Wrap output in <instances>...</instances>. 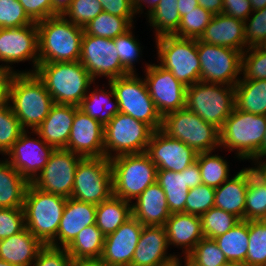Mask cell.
<instances>
[{
    "mask_svg": "<svg viewBox=\"0 0 266 266\" xmlns=\"http://www.w3.org/2000/svg\"><path fill=\"white\" fill-rule=\"evenodd\" d=\"M8 103L27 131L29 127L35 131L55 104L36 73H13L9 82Z\"/></svg>",
    "mask_w": 266,
    "mask_h": 266,
    "instance_id": "obj_1",
    "label": "cell"
},
{
    "mask_svg": "<svg viewBox=\"0 0 266 266\" xmlns=\"http://www.w3.org/2000/svg\"><path fill=\"white\" fill-rule=\"evenodd\" d=\"M29 182L6 160H0V208H22Z\"/></svg>",
    "mask_w": 266,
    "mask_h": 266,
    "instance_id": "obj_30",
    "label": "cell"
},
{
    "mask_svg": "<svg viewBox=\"0 0 266 266\" xmlns=\"http://www.w3.org/2000/svg\"><path fill=\"white\" fill-rule=\"evenodd\" d=\"M156 182L166 195L170 213L185 212V201L189 192L186 172L157 170Z\"/></svg>",
    "mask_w": 266,
    "mask_h": 266,
    "instance_id": "obj_35",
    "label": "cell"
},
{
    "mask_svg": "<svg viewBox=\"0 0 266 266\" xmlns=\"http://www.w3.org/2000/svg\"><path fill=\"white\" fill-rule=\"evenodd\" d=\"M43 246L25 227L21 232L0 240V259L17 266H32Z\"/></svg>",
    "mask_w": 266,
    "mask_h": 266,
    "instance_id": "obj_29",
    "label": "cell"
},
{
    "mask_svg": "<svg viewBox=\"0 0 266 266\" xmlns=\"http://www.w3.org/2000/svg\"><path fill=\"white\" fill-rule=\"evenodd\" d=\"M82 157L66 149H55L31 184L47 193L70 198L75 171Z\"/></svg>",
    "mask_w": 266,
    "mask_h": 266,
    "instance_id": "obj_16",
    "label": "cell"
},
{
    "mask_svg": "<svg viewBox=\"0 0 266 266\" xmlns=\"http://www.w3.org/2000/svg\"><path fill=\"white\" fill-rule=\"evenodd\" d=\"M244 23L243 20L223 13L214 15L199 40L211 45L233 48L243 53L248 48L245 45Z\"/></svg>",
    "mask_w": 266,
    "mask_h": 266,
    "instance_id": "obj_25",
    "label": "cell"
},
{
    "mask_svg": "<svg viewBox=\"0 0 266 266\" xmlns=\"http://www.w3.org/2000/svg\"><path fill=\"white\" fill-rule=\"evenodd\" d=\"M25 130L19 139L6 153V160L29 183L43 170L55 148L44 142L38 135V139L31 138L29 131Z\"/></svg>",
    "mask_w": 266,
    "mask_h": 266,
    "instance_id": "obj_18",
    "label": "cell"
},
{
    "mask_svg": "<svg viewBox=\"0 0 266 266\" xmlns=\"http://www.w3.org/2000/svg\"><path fill=\"white\" fill-rule=\"evenodd\" d=\"M249 168H243L233 178H228L215 188L214 207L232 213L244 220Z\"/></svg>",
    "mask_w": 266,
    "mask_h": 266,
    "instance_id": "obj_28",
    "label": "cell"
},
{
    "mask_svg": "<svg viewBox=\"0 0 266 266\" xmlns=\"http://www.w3.org/2000/svg\"><path fill=\"white\" fill-rule=\"evenodd\" d=\"M132 202L112 195L96 205V226L106 236L132 217Z\"/></svg>",
    "mask_w": 266,
    "mask_h": 266,
    "instance_id": "obj_33",
    "label": "cell"
},
{
    "mask_svg": "<svg viewBox=\"0 0 266 266\" xmlns=\"http://www.w3.org/2000/svg\"><path fill=\"white\" fill-rule=\"evenodd\" d=\"M78 108L75 105L54 104L41 125L31 133L39 135L44 142L55 149H66Z\"/></svg>",
    "mask_w": 266,
    "mask_h": 266,
    "instance_id": "obj_24",
    "label": "cell"
},
{
    "mask_svg": "<svg viewBox=\"0 0 266 266\" xmlns=\"http://www.w3.org/2000/svg\"><path fill=\"white\" fill-rule=\"evenodd\" d=\"M148 23L155 29V38L173 35L181 22L178 0H160L155 9L147 16Z\"/></svg>",
    "mask_w": 266,
    "mask_h": 266,
    "instance_id": "obj_37",
    "label": "cell"
},
{
    "mask_svg": "<svg viewBox=\"0 0 266 266\" xmlns=\"http://www.w3.org/2000/svg\"><path fill=\"white\" fill-rule=\"evenodd\" d=\"M246 266H266V220H248Z\"/></svg>",
    "mask_w": 266,
    "mask_h": 266,
    "instance_id": "obj_40",
    "label": "cell"
},
{
    "mask_svg": "<svg viewBox=\"0 0 266 266\" xmlns=\"http://www.w3.org/2000/svg\"><path fill=\"white\" fill-rule=\"evenodd\" d=\"M170 215L166 195L157 182L148 186L132 203V216L143 226H164Z\"/></svg>",
    "mask_w": 266,
    "mask_h": 266,
    "instance_id": "obj_27",
    "label": "cell"
},
{
    "mask_svg": "<svg viewBox=\"0 0 266 266\" xmlns=\"http://www.w3.org/2000/svg\"><path fill=\"white\" fill-rule=\"evenodd\" d=\"M35 73L55 104L79 106L94 82L80 61L39 63Z\"/></svg>",
    "mask_w": 266,
    "mask_h": 266,
    "instance_id": "obj_3",
    "label": "cell"
},
{
    "mask_svg": "<svg viewBox=\"0 0 266 266\" xmlns=\"http://www.w3.org/2000/svg\"><path fill=\"white\" fill-rule=\"evenodd\" d=\"M215 188L205 184L190 188L185 201V213L201 216L214 207Z\"/></svg>",
    "mask_w": 266,
    "mask_h": 266,
    "instance_id": "obj_48",
    "label": "cell"
},
{
    "mask_svg": "<svg viewBox=\"0 0 266 266\" xmlns=\"http://www.w3.org/2000/svg\"><path fill=\"white\" fill-rule=\"evenodd\" d=\"M167 266H180V259H178L176 262H173Z\"/></svg>",
    "mask_w": 266,
    "mask_h": 266,
    "instance_id": "obj_70",
    "label": "cell"
},
{
    "mask_svg": "<svg viewBox=\"0 0 266 266\" xmlns=\"http://www.w3.org/2000/svg\"><path fill=\"white\" fill-rule=\"evenodd\" d=\"M119 104V112L148 124L154 131L161 129L162 116L151 98L144 79L136 73L108 81Z\"/></svg>",
    "mask_w": 266,
    "mask_h": 266,
    "instance_id": "obj_11",
    "label": "cell"
},
{
    "mask_svg": "<svg viewBox=\"0 0 266 266\" xmlns=\"http://www.w3.org/2000/svg\"><path fill=\"white\" fill-rule=\"evenodd\" d=\"M182 172H186L187 186L189 189L202 184V177L197 162H194L192 165L185 168Z\"/></svg>",
    "mask_w": 266,
    "mask_h": 266,
    "instance_id": "obj_57",
    "label": "cell"
},
{
    "mask_svg": "<svg viewBox=\"0 0 266 266\" xmlns=\"http://www.w3.org/2000/svg\"><path fill=\"white\" fill-rule=\"evenodd\" d=\"M104 239L105 235L96 224L86 226L66 247V251L75 263L100 260L104 248Z\"/></svg>",
    "mask_w": 266,
    "mask_h": 266,
    "instance_id": "obj_31",
    "label": "cell"
},
{
    "mask_svg": "<svg viewBox=\"0 0 266 266\" xmlns=\"http://www.w3.org/2000/svg\"><path fill=\"white\" fill-rule=\"evenodd\" d=\"M244 220H266V186L249 168Z\"/></svg>",
    "mask_w": 266,
    "mask_h": 266,
    "instance_id": "obj_41",
    "label": "cell"
},
{
    "mask_svg": "<svg viewBox=\"0 0 266 266\" xmlns=\"http://www.w3.org/2000/svg\"><path fill=\"white\" fill-rule=\"evenodd\" d=\"M200 81L235 86L241 78L242 52L197 39ZM240 75V76H239Z\"/></svg>",
    "mask_w": 266,
    "mask_h": 266,
    "instance_id": "obj_13",
    "label": "cell"
},
{
    "mask_svg": "<svg viewBox=\"0 0 266 266\" xmlns=\"http://www.w3.org/2000/svg\"><path fill=\"white\" fill-rule=\"evenodd\" d=\"M108 85L110 90L107 91L103 88L98 89V86L93 91H89L78 106L80 110L96 119L103 126L119 112V104L114 90L110 83Z\"/></svg>",
    "mask_w": 266,
    "mask_h": 266,
    "instance_id": "obj_32",
    "label": "cell"
},
{
    "mask_svg": "<svg viewBox=\"0 0 266 266\" xmlns=\"http://www.w3.org/2000/svg\"><path fill=\"white\" fill-rule=\"evenodd\" d=\"M266 157V131L262 140V158Z\"/></svg>",
    "mask_w": 266,
    "mask_h": 266,
    "instance_id": "obj_66",
    "label": "cell"
},
{
    "mask_svg": "<svg viewBox=\"0 0 266 266\" xmlns=\"http://www.w3.org/2000/svg\"><path fill=\"white\" fill-rule=\"evenodd\" d=\"M133 24V18L118 17L102 11L83 28L87 35L114 39L133 28Z\"/></svg>",
    "mask_w": 266,
    "mask_h": 266,
    "instance_id": "obj_38",
    "label": "cell"
},
{
    "mask_svg": "<svg viewBox=\"0 0 266 266\" xmlns=\"http://www.w3.org/2000/svg\"><path fill=\"white\" fill-rule=\"evenodd\" d=\"M235 107L255 115H266V80H240L235 85Z\"/></svg>",
    "mask_w": 266,
    "mask_h": 266,
    "instance_id": "obj_34",
    "label": "cell"
},
{
    "mask_svg": "<svg viewBox=\"0 0 266 266\" xmlns=\"http://www.w3.org/2000/svg\"><path fill=\"white\" fill-rule=\"evenodd\" d=\"M221 266H246L245 264L242 263H235V262H227Z\"/></svg>",
    "mask_w": 266,
    "mask_h": 266,
    "instance_id": "obj_67",
    "label": "cell"
},
{
    "mask_svg": "<svg viewBox=\"0 0 266 266\" xmlns=\"http://www.w3.org/2000/svg\"><path fill=\"white\" fill-rule=\"evenodd\" d=\"M143 225L130 217L114 232L105 236L100 261L111 266H130Z\"/></svg>",
    "mask_w": 266,
    "mask_h": 266,
    "instance_id": "obj_20",
    "label": "cell"
},
{
    "mask_svg": "<svg viewBox=\"0 0 266 266\" xmlns=\"http://www.w3.org/2000/svg\"><path fill=\"white\" fill-rule=\"evenodd\" d=\"M211 152L198 153L196 162L199 165L202 184L218 188L229 178V165L226 159Z\"/></svg>",
    "mask_w": 266,
    "mask_h": 266,
    "instance_id": "obj_39",
    "label": "cell"
},
{
    "mask_svg": "<svg viewBox=\"0 0 266 266\" xmlns=\"http://www.w3.org/2000/svg\"><path fill=\"white\" fill-rule=\"evenodd\" d=\"M253 11L249 0H223V14L245 21Z\"/></svg>",
    "mask_w": 266,
    "mask_h": 266,
    "instance_id": "obj_56",
    "label": "cell"
},
{
    "mask_svg": "<svg viewBox=\"0 0 266 266\" xmlns=\"http://www.w3.org/2000/svg\"><path fill=\"white\" fill-rule=\"evenodd\" d=\"M168 246L182 248L186 257L204 238L201 218L195 214L185 212L173 213L165 222ZM184 249V250H183Z\"/></svg>",
    "mask_w": 266,
    "mask_h": 266,
    "instance_id": "obj_26",
    "label": "cell"
},
{
    "mask_svg": "<svg viewBox=\"0 0 266 266\" xmlns=\"http://www.w3.org/2000/svg\"><path fill=\"white\" fill-rule=\"evenodd\" d=\"M160 2V0H133V4H134V7L136 9V12L137 13H140L142 14L143 12V4H148L147 7L149 8L148 11H147V15L153 10L156 8V6L158 5V3ZM141 11V12H140Z\"/></svg>",
    "mask_w": 266,
    "mask_h": 266,
    "instance_id": "obj_62",
    "label": "cell"
},
{
    "mask_svg": "<svg viewBox=\"0 0 266 266\" xmlns=\"http://www.w3.org/2000/svg\"><path fill=\"white\" fill-rule=\"evenodd\" d=\"M34 23L18 0H0V28H18Z\"/></svg>",
    "mask_w": 266,
    "mask_h": 266,
    "instance_id": "obj_50",
    "label": "cell"
},
{
    "mask_svg": "<svg viewBox=\"0 0 266 266\" xmlns=\"http://www.w3.org/2000/svg\"><path fill=\"white\" fill-rule=\"evenodd\" d=\"M253 11L264 9L266 7V0H249Z\"/></svg>",
    "mask_w": 266,
    "mask_h": 266,
    "instance_id": "obj_65",
    "label": "cell"
},
{
    "mask_svg": "<svg viewBox=\"0 0 266 266\" xmlns=\"http://www.w3.org/2000/svg\"><path fill=\"white\" fill-rule=\"evenodd\" d=\"M24 8L27 15L38 22L49 17L57 16L54 11L52 0H18Z\"/></svg>",
    "mask_w": 266,
    "mask_h": 266,
    "instance_id": "obj_54",
    "label": "cell"
},
{
    "mask_svg": "<svg viewBox=\"0 0 266 266\" xmlns=\"http://www.w3.org/2000/svg\"><path fill=\"white\" fill-rule=\"evenodd\" d=\"M32 61L33 70H14L13 63ZM0 69L12 73H35L39 64L38 27L34 24L18 28H0ZM10 64V65H8Z\"/></svg>",
    "mask_w": 266,
    "mask_h": 266,
    "instance_id": "obj_14",
    "label": "cell"
},
{
    "mask_svg": "<svg viewBox=\"0 0 266 266\" xmlns=\"http://www.w3.org/2000/svg\"><path fill=\"white\" fill-rule=\"evenodd\" d=\"M13 73L8 70L0 69V106L8 102L9 82Z\"/></svg>",
    "mask_w": 266,
    "mask_h": 266,
    "instance_id": "obj_58",
    "label": "cell"
},
{
    "mask_svg": "<svg viewBox=\"0 0 266 266\" xmlns=\"http://www.w3.org/2000/svg\"><path fill=\"white\" fill-rule=\"evenodd\" d=\"M117 52L113 39L84 33L79 61L94 81L101 76L110 81L130 74L122 66Z\"/></svg>",
    "mask_w": 266,
    "mask_h": 266,
    "instance_id": "obj_15",
    "label": "cell"
},
{
    "mask_svg": "<svg viewBox=\"0 0 266 266\" xmlns=\"http://www.w3.org/2000/svg\"><path fill=\"white\" fill-rule=\"evenodd\" d=\"M66 150L82 158L104 157V126L78 108Z\"/></svg>",
    "mask_w": 266,
    "mask_h": 266,
    "instance_id": "obj_21",
    "label": "cell"
},
{
    "mask_svg": "<svg viewBox=\"0 0 266 266\" xmlns=\"http://www.w3.org/2000/svg\"><path fill=\"white\" fill-rule=\"evenodd\" d=\"M155 40L160 66L186 87L200 81L197 39L163 35Z\"/></svg>",
    "mask_w": 266,
    "mask_h": 266,
    "instance_id": "obj_8",
    "label": "cell"
},
{
    "mask_svg": "<svg viewBox=\"0 0 266 266\" xmlns=\"http://www.w3.org/2000/svg\"><path fill=\"white\" fill-rule=\"evenodd\" d=\"M161 130L169 137L182 141L197 154L214 152L220 147V131L186 107L162 118Z\"/></svg>",
    "mask_w": 266,
    "mask_h": 266,
    "instance_id": "obj_9",
    "label": "cell"
},
{
    "mask_svg": "<svg viewBox=\"0 0 266 266\" xmlns=\"http://www.w3.org/2000/svg\"><path fill=\"white\" fill-rule=\"evenodd\" d=\"M185 265L184 266H192L186 259H184ZM180 266H182V262H180Z\"/></svg>",
    "mask_w": 266,
    "mask_h": 266,
    "instance_id": "obj_71",
    "label": "cell"
},
{
    "mask_svg": "<svg viewBox=\"0 0 266 266\" xmlns=\"http://www.w3.org/2000/svg\"><path fill=\"white\" fill-rule=\"evenodd\" d=\"M256 165L255 167H251L253 173L257 176V178L266 186V161L257 160L253 161Z\"/></svg>",
    "mask_w": 266,
    "mask_h": 266,
    "instance_id": "obj_60",
    "label": "cell"
},
{
    "mask_svg": "<svg viewBox=\"0 0 266 266\" xmlns=\"http://www.w3.org/2000/svg\"><path fill=\"white\" fill-rule=\"evenodd\" d=\"M24 131L10 103L0 106V154L6 155Z\"/></svg>",
    "mask_w": 266,
    "mask_h": 266,
    "instance_id": "obj_44",
    "label": "cell"
},
{
    "mask_svg": "<svg viewBox=\"0 0 266 266\" xmlns=\"http://www.w3.org/2000/svg\"><path fill=\"white\" fill-rule=\"evenodd\" d=\"M66 248L44 245L38 252L32 266H74Z\"/></svg>",
    "mask_w": 266,
    "mask_h": 266,
    "instance_id": "obj_53",
    "label": "cell"
},
{
    "mask_svg": "<svg viewBox=\"0 0 266 266\" xmlns=\"http://www.w3.org/2000/svg\"><path fill=\"white\" fill-rule=\"evenodd\" d=\"M168 248L164 226H143L130 266H167L176 262L180 257L168 254Z\"/></svg>",
    "mask_w": 266,
    "mask_h": 266,
    "instance_id": "obj_22",
    "label": "cell"
},
{
    "mask_svg": "<svg viewBox=\"0 0 266 266\" xmlns=\"http://www.w3.org/2000/svg\"><path fill=\"white\" fill-rule=\"evenodd\" d=\"M199 6L213 15L223 12V0H198Z\"/></svg>",
    "mask_w": 266,
    "mask_h": 266,
    "instance_id": "obj_59",
    "label": "cell"
},
{
    "mask_svg": "<svg viewBox=\"0 0 266 266\" xmlns=\"http://www.w3.org/2000/svg\"><path fill=\"white\" fill-rule=\"evenodd\" d=\"M186 108L220 130L235 108V86L196 82L186 89Z\"/></svg>",
    "mask_w": 266,
    "mask_h": 266,
    "instance_id": "obj_7",
    "label": "cell"
},
{
    "mask_svg": "<svg viewBox=\"0 0 266 266\" xmlns=\"http://www.w3.org/2000/svg\"><path fill=\"white\" fill-rule=\"evenodd\" d=\"M102 11L98 0H72L63 16L73 24L84 27Z\"/></svg>",
    "mask_w": 266,
    "mask_h": 266,
    "instance_id": "obj_49",
    "label": "cell"
},
{
    "mask_svg": "<svg viewBox=\"0 0 266 266\" xmlns=\"http://www.w3.org/2000/svg\"><path fill=\"white\" fill-rule=\"evenodd\" d=\"M24 228L23 208H0V240L13 236Z\"/></svg>",
    "mask_w": 266,
    "mask_h": 266,
    "instance_id": "obj_52",
    "label": "cell"
},
{
    "mask_svg": "<svg viewBox=\"0 0 266 266\" xmlns=\"http://www.w3.org/2000/svg\"><path fill=\"white\" fill-rule=\"evenodd\" d=\"M213 16L209 11L197 6L194 10L186 12V15L181 17L178 30L173 35L182 38L199 39Z\"/></svg>",
    "mask_w": 266,
    "mask_h": 266,
    "instance_id": "obj_45",
    "label": "cell"
},
{
    "mask_svg": "<svg viewBox=\"0 0 266 266\" xmlns=\"http://www.w3.org/2000/svg\"><path fill=\"white\" fill-rule=\"evenodd\" d=\"M258 47H259L264 53H266V39H265L260 45H258Z\"/></svg>",
    "mask_w": 266,
    "mask_h": 266,
    "instance_id": "obj_68",
    "label": "cell"
},
{
    "mask_svg": "<svg viewBox=\"0 0 266 266\" xmlns=\"http://www.w3.org/2000/svg\"><path fill=\"white\" fill-rule=\"evenodd\" d=\"M220 131V148L236 151L238 159L257 161L262 158V140L266 115H255L236 107Z\"/></svg>",
    "mask_w": 266,
    "mask_h": 266,
    "instance_id": "obj_4",
    "label": "cell"
},
{
    "mask_svg": "<svg viewBox=\"0 0 266 266\" xmlns=\"http://www.w3.org/2000/svg\"><path fill=\"white\" fill-rule=\"evenodd\" d=\"M110 163L115 197L132 202L156 182L157 167L146 152L120 155Z\"/></svg>",
    "mask_w": 266,
    "mask_h": 266,
    "instance_id": "obj_6",
    "label": "cell"
},
{
    "mask_svg": "<svg viewBox=\"0 0 266 266\" xmlns=\"http://www.w3.org/2000/svg\"><path fill=\"white\" fill-rule=\"evenodd\" d=\"M113 195L110 160L105 157L81 158L70 198L98 205Z\"/></svg>",
    "mask_w": 266,
    "mask_h": 266,
    "instance_id": "obj_12",
    "label": "cell"
},
{
    "mask_svg": "<svg viewBox=\"0 0 266 266\" xmlns=\"http://www.w3.org/2000/svg\"><path fill=\"white\" fill-rule=\"evenodd\" d=\"M192 266H221L228 262L214 239L203 238L184 257Z\"/></svg>",
    "mask_w": 266,
    "mask_h": 266,
    "instance_id": "obj_43",
    "label": "cell"
},
{
    "mask_svg": "<svg viewBox=\"0 0 266 266\" xmlns=\"http://www.w3.org/2000/svg\"><path fill=\"white\" fill-rule=\"evenodd\" d=\"M104 12L118 17L134 18L137 15L133 0H98Z\"/></svg>",
    "mask_w": 266,
    "mask_h": 266,
    "instance_id": "obj_55",
    "label": "cell"
},
{
    "mask_svg": "<svg viewBox=\"0 0 266 266\" xmlns=\"http://www.w3.org/2000/svg\"><path fill=\"white\" fill-rule=\"evenodd\" d=\"M67 198L47 193L31 183L25 192L23 211L25 227L43 244L49 245L57 235Z\"/></svg>",
    "mask_w": 266,
    "mask_h": 266,
    "instance_id": "obj_5",
    "label": "cell"
},
{
    "mask_svg": "<svg viewBox=\"0 0 266 266\" xmlns=\"http://www.w3.org/2000/svg\"><path fill=\"white\" fill-rule=\"evenodd\" d=\"M0 266H17V265H13L7 261L0 259Z\"/></svg>",
    "mask_w": 266,
    "mask_h": 266,
    "instance_id": "obj_69",
    "label": "cell"
},
{
    "mask_svg": "<svg viewBox=\"0 0 266 266\" xmlns=\"http://www.w3.org/2000/svg\"><path fill=\"white\" fill-rule=\"evenodd\" d=\"M38 27L39 63L75 62L80 60L84 28L63 15L36 22Z\"/></svg>",
    "mask_w": 266,
    "mask_h": 266,
    "instance_id": "obj_2",
    "label": "cell"
},
{
    "mask_svg": "<svg viewBox=\"0 0 266 266\" xmlns=\"http://www.w3.org/2000/svg\"><path fill=\"white\" fill-rule=\"evenodd\" d=\"M132 28L126 33L114 38V43L117 49L122 66L130 73H136L133 66L135 61L139 60L142 55L141 46L135 36L133 35Z\"/></svg>",
    "mask_w": 266,
    "mask_h": 266,
    "instance_id": "obj_47",
    "label": "cell"
},
{
    "mask_svg": "<svg viewBox=\"0 0 266 266\" xmlns=\"http://www.w3.org/2000/svg\"><path fill=\"white\" fill-rule=\"evenodd\" d=\"M145 66L144 80L162 118L171 112L185 108L187 87L159 64L146 63Z\"/></svg>",
    "mask_w": 266,
    "mask_h": 266,
    "instance_id": "obj_17",
    "label": "cell"
},
{
    "mask_svg": "<svg viewBox=\"0 0 266 266\" xmlns=\"http://www.w3.org/2000/svg\"><path fill=\"white\" fill-rule=\"evenodd\" d=\"M228 262L245 264L248 248V221L240 220L226 233L214 238Z\"/></svg>",
    "mask_w": 266,
    "mask_h": 266,
    "instance_id": "obj_36",
    "label": "cell"
},
{
    "mask_svg": "<svg viewBox=\"0 0 266 266\" xmlns=\"http://www.w3.org/2000/svg\"><path fill=\"white\" fill-rule=\"evenodd\" d=\"M71 2L72 0H52L53 9L58 15H63Z\"/></svg>",
    "mask_w": 266,
    "mask_h": 266,
    "instance_id": "obj_63",
    "label": "cell"
},
{
    "mask_svg": "<svg viewBox=\"0 0 266 266\" xmlns=\"http://www.w3.org/2000/svg\"><path fill=\"white\" fill-rule=\"evenodd\" d=\"M93 224H96V205L67 198L56 238L49 245L66 248L84 227Z\"/></svg>",
    "mask_w": 266,
    "mask_h": 266,
    "instance_id": "obj_23",
    "label": "cell"
},
{
    "mask_svg": "<svg viewBox=\"0 0 266 266\" xmlns=\"http://www.w3.org/2000/svg\"><path fill=\"white\" fill-rule=\"evenodd\" d=\"M240 80H266V53L258 46L247 48L241 56Z\"/></svg>",
    "mask_w": 266,
    "mask_h": 266,
    "instance_id": "obj_46",
    "label": "cell"
},
{
    "mask_svg": "<svg viewBox=\"0 0 266 266\" xmlns=\"http://www.w3.org/2000/svg\"><path fill=\"white\" fill-rule=\"evenodd\" d=\"M204 238L214 239L234 227L241 219L232 213L212 207L201 216Z\"/></svg>",
    "mask_w": 266,
    "mask_h": 266,
    "instance_id": "obj_42",
    "label": "cell"
},
{
    "mask_svg": "<svg viewBox=\"0 0 266 266\" xmlns=\"http://www.w3.org/2000/svg\"><path fill=\"white\" fill-rule=\"evenodd\" d=\"M153 132L148 124L118 112L104 126V157L146 152Z\"/></svg>",
    "mask_w": 266,
    "mask_h": 266,
    "instance_id": "obj_10",
    "label": "cell"
},
{
    "mask_svg": "<svg viewBox=\"0 0 266 266\" xmlns=\"http://www.w3.org/2000/svg\"><path fill=\"white\" fill-rule=\"evenodd\" d=\"M199 6L198 0H178V10L180 16L186 15V12H190Z\"/></svg>",
    "mask_w": 266,
    "mask_h": 266,
    "instance_id": "obj_61",
    "label": "cell"
},
{
    "mask_svg": "<svg viewBox=\"0 0 266 266\" xmlns=\"http://www.w3.org/2000/svg\"><path fill=\"white\" fill-rule=\"evenodd\" d=\"M252 14L244 23L245 45L248 48L257 47L266 39V7L252 11Z\"/></svg>",
    "mask_w": 266,
    "mask_h": 266,
    "instance_id": "obj_51",
    "label": "cell"
},
{
    "mask_svg": "<svg viewBox=\"0 0 266 266\" xmlns=\"http://www.w3.org/2000/svg\"><path fill=\"white\" fill-rule=\"evenodd\" d=\"M74 266H111V265L105 264L100 260H92V261L76 262Z\"/></svg>",
    "mask_w": 266,
    "mask_h": 266,
    "instance_id": "obj_64",
    "label": "cell"
},
{
    "mask_svg": "<svg viewBox=\"0 0 266 266\" xmlns=\"http://www.w3.org/2000/svg\"><path fill=\"white\" fill-rule=\"evenodd\" d=\"M146 153L157 170L182 172L196 162L197 153L188 145L169 137L161 129L152 133Z\"/></svg>",
    "mask_w": 266,
    "mask_h": 266,
    "instance_id": "obj_19",
    "label": "cell"
}]
</instances>
